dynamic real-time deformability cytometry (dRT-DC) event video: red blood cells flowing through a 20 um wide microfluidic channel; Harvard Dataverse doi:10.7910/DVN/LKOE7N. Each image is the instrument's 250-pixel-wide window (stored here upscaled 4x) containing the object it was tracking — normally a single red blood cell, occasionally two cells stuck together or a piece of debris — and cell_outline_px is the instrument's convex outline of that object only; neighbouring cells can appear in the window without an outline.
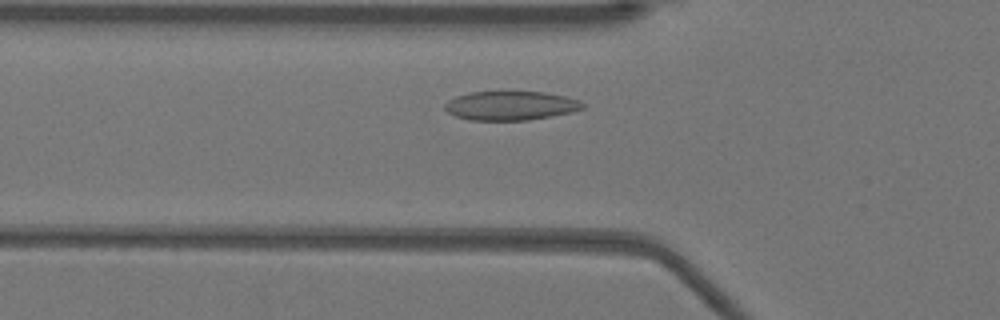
{"species": "Egyptian fruit bat (a non-hibernating species)", "species_latin": "Rousettus aegyptiacus", "temperature_condition": "warm", "stored_images_in_passage": 35, "camera_frame_rate_fps": 3000, "um_per_image_px": 0.085, "animal": {"sex": "female"}, "frame": {"image": 1, "passage_image": 9, "time_ms": 2.667, "image_size_px": [1000, 320], "cell_outline_px": [[584, 108], [572, 112], [552, 116], [528, 120], [468, 120], [456, 116], [448, 112], [444, 108], [444, 104], [448, 100], [456, 96], [468, 92], [500, 88], [512, 88], [544, 92], [564, 96], [580, 100], [584, 104]], "centroid_in_image_um": [43.38, 8.92], "position_along_channel_um": 82.4, "area_um2": 24.62}}
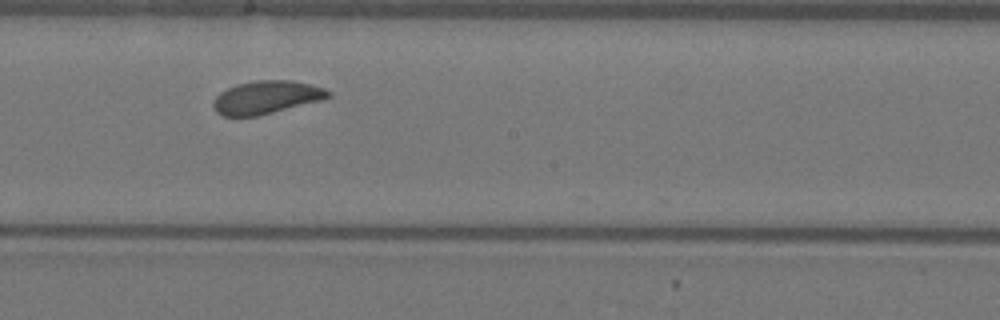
{"frame": {"image": 2, "passage_image": 20, "time_ms": 6.333, "image_size_px": [1000, 320], "cell_outline_px": [[332, 96], [324, 100], [256, 116], [224, 116], [216, 112], [212, 104], [216, 96], [220, 92], [236, 84], [256, 80], [292, 80], [324, 88], [332, 92]], "centroid_in_image_um": [22.66, 8.27], "position_along_channel_um": 225.5, "area_um2": 22.2}}
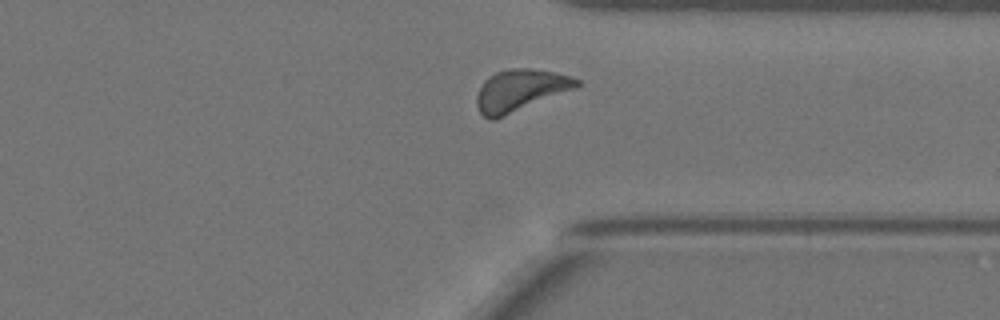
{"frame": {"image": 3, "passage_image": 31, "time_ms": 10.0, "image_size_px": [1000, 320], "cell_outline_px": [[580, 84], [576, 88], [496, 120], [488, 120], [480, 112], [476, 104], [476, 96], [484, 80], [488, 76], [496, 72], [512, 68], [528, 68], [556, 72], [580, 80]], "centroid_in_image_um": [44.19, 7.69], "position_along_channel_um": 367.2, "area_um2": 24.45}, "authors_computed_cell_mechanics": {"area_um2": 22.7732, "velocity_mm_per_s": 3.891, "shape_relaxation_time_tau1_ms": 2.1542, "shape_relaxation_time_tau2_ms": null, "deformation_change_tau1": 0.0706, "deformation_change_tau2": null}}